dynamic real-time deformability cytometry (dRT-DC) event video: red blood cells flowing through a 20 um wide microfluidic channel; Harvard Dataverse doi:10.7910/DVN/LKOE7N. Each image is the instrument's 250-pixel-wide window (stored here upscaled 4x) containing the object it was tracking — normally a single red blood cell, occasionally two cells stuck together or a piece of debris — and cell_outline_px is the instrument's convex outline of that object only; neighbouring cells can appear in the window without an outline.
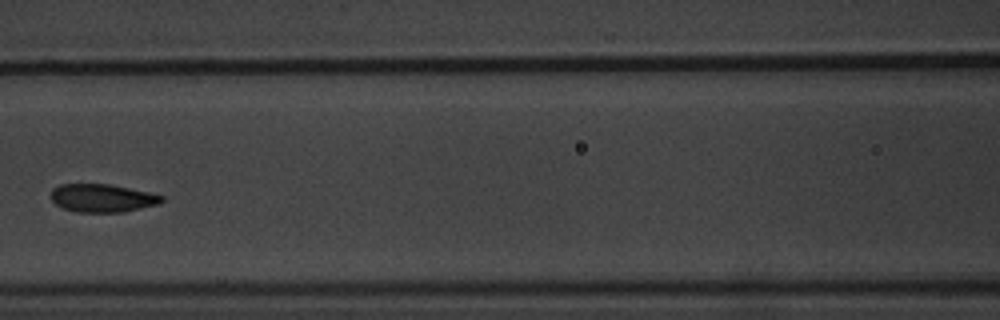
{"species": "common noctule bat (a hibernating species)", "species_latin": "Nyctalus noctula", "temperature_condition": "warm", "stored_images_in_passage": 12, "camera_frame_rate_fps": 3000, "um_per_image_px": 0.085, "animal": {"sex": "male", "body_mass_g": 20.1, "forearm_length_mm": 53.5}, "frame": {"image": 1, "passage_image": 9, "time_ms": 10.667, "image_size_px": [1000, 320], "cell_outline_px": [[164, 200], [160, 204], [124, 212], [76, 212], [64, 208], [56, 204], [52, 200], [52, 188], [60, 184], [108, 184], [148, 192], [164, 196]], "centroid_in_image_um": [8.72, 16.84], "position_along_channel_um": 157.9, "area_um2": 18.09}}
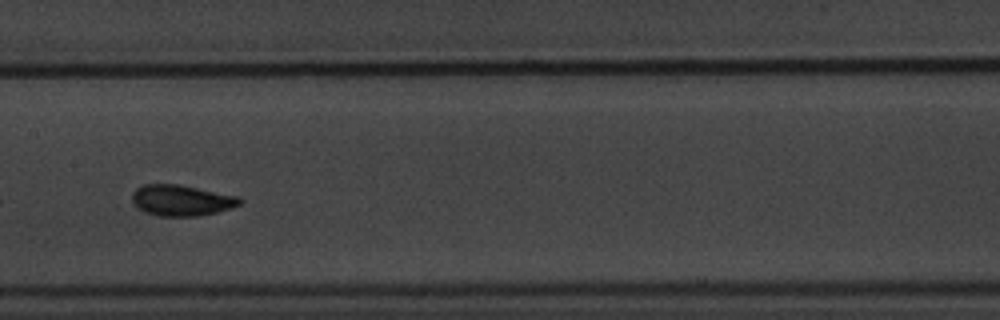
{"frame": {"image": 2, "passage_image": 10, "time_ms": 11.667, "image_size_px": [1000, 320], "cell_outline_px": [[244, 200], [240, 204], [232, 208], [216, 212], [196, 216], [160, 216], [144, 212], [132, 200], [132, 192], [136, 188], [144, 184], [180, 184], [240, 196]], "centroid_in_image_um": [15.47, 17.01], "position_along_channel_um": 191.9, "area_um2": 19.54}}